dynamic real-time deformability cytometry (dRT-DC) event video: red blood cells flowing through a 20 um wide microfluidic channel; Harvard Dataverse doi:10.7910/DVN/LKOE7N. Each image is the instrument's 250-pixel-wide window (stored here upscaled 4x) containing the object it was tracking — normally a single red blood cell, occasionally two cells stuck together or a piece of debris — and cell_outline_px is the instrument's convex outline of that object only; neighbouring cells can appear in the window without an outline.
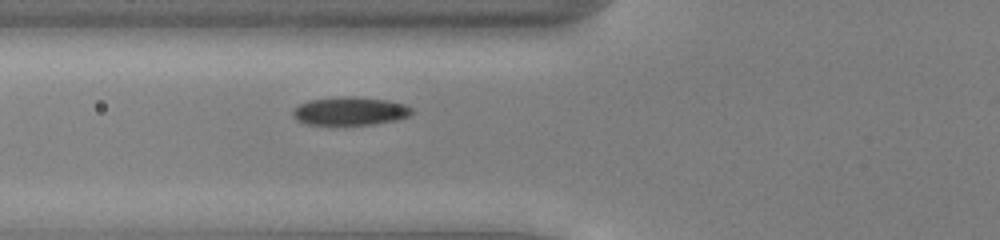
{"species": "common noctule bat (a hibernating species)", "species_latin": "Nyctalus noctula", "temperature_condition": "cold", "stored_images_in_passage": 35, "camera_frame_rate_fps": 3000, "um_per_image_px": 0.085, "animal": {"sex": "male", "body_mass_g": 13.0, "forearm_length_mm": 53.1}, "frame": {"image": 1, "passage_image": 4, "time_ms": 1.0, "image_size_px": [1000, 240], "cell_outline_px": [[412, 112], [408, 116], [396, 120], [372, 124], [308, 124], [296, 120], [292, 116], [292, 112], [300, 104], [308, 100], [348, 96], [356, 96], [388, 100], [404, 104], [412, 108]], "centroid_in_image_um": [29.75, 9.43], "position_along_channel_um": 96.0, "area_um2": 19.42}}
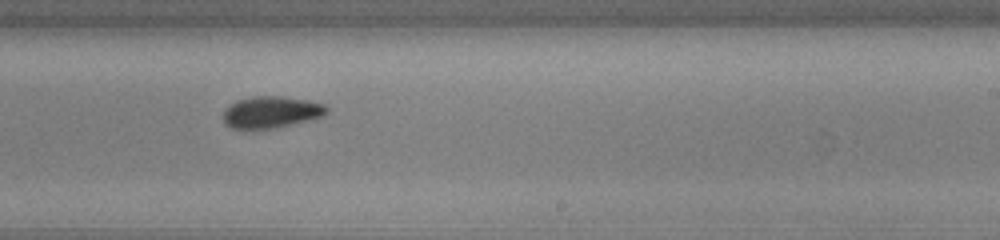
{"frame": {"image": 2, "passage_image": 17, "time_ms": 5.333, "image_size_px": [1000, 240], "cell_outline_px": [[328, 112], [324, 116], [312, 120], [272, 128], [244, 132], [232, 128], [224, 124], [224, 112], [228, 104], [236, 100], [252, 96], [280, 96], [308, 100], [324, 104], [328, 108]], "centroid_in_image_um": [23.01, 9.56], "position_along_channel_um": 266.0, "area_um2": 19.77}}
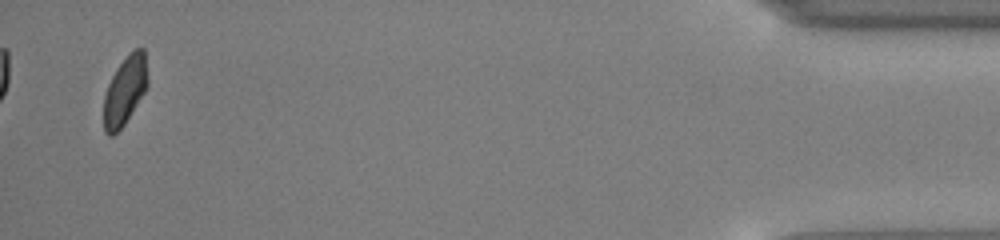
{"frame": {"image": 3, "passage_image": 35, "time_ms": 11.333, "image_size_px": [1000, 240], "cell_outline_px": [[148, 88], [124, 124], [112, 136], [108, 136], [104, 132], [104, 96], [108, 84], [116, 68], [128, 52], [132, 48], [144, 48], [148, 80]], "centroid_in_image_um": [10.63, 7.66], "position_along_channel_um": 424.6, "area_um2": 17.8}, "authors_computed_cell_mechanics": {"area_um2": 19.1896, "velocity_mm_per_s": 3.9259, "shape_relaxation_time_tau1_ms": 1.7605, "shape_relaxation_time_tau2_ms": 5.1171, "deformation_change_tau1": 0.1054, "deformation_change_tau2": 0.0979}}